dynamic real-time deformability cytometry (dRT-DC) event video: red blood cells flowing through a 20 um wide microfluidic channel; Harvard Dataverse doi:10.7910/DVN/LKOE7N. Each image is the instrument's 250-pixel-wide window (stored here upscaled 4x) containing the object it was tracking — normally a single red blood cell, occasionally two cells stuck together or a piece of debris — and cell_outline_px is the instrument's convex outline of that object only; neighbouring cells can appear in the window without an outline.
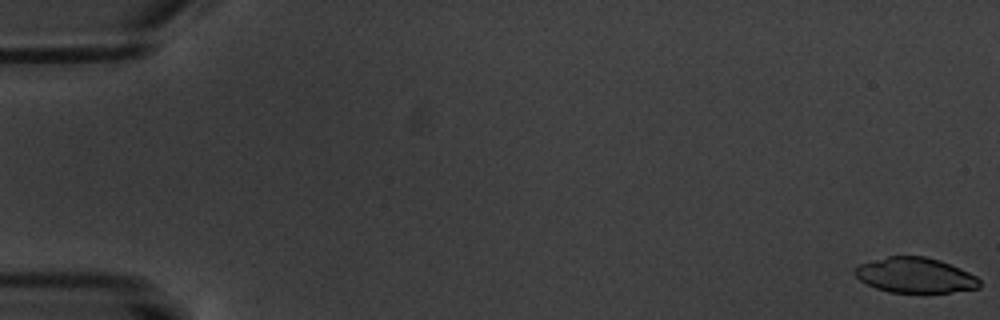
{"species": "common noctule bat (a hibernating species)", "species_latin": "Nyctalus noctula", "temperature_condition": "warm", "stored_images_in_passage": 7, "camera_frame_rate_fps": 3000, "um_per_image_px": 0.085, "animal": {"sex": "male", "body_mass_g": 20.1, "forearm_length_mm": 53.5}, "frame": {"image": 1, "passage_image": 1, "time_ms": 0.0, "image_size_px": [1000, 320], "cell_outline_px": [[980, 288], [948, 292], [888, 292], [876, 288], [860, 280], [852, 272], [852, 268], [860, 264], [888, 256], [924, 256], [940, 260], [960, 268], [976, 276], [980, 280]], "centroid_in_image_um": [77.77, 23.39], "position_along_channel_um": 7.2, "area_um2": 25.55}}
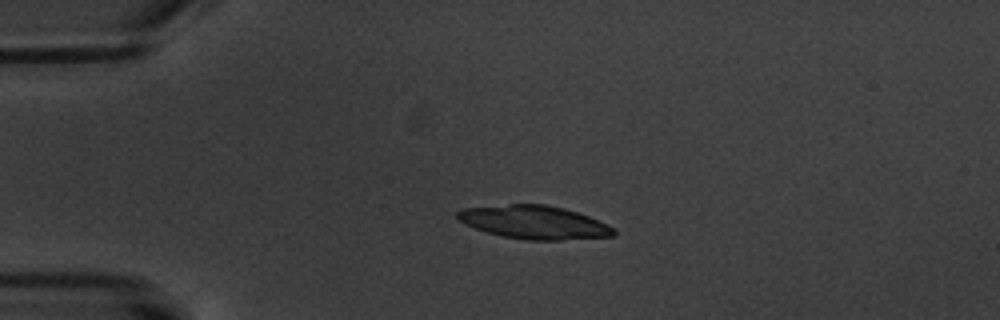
{"frame": {"image": 2, "passage_image": 5, "time_ms": 4.667, "image_size_px": [1000, 320], "cell_outline_px": [[616, 236], [560, 240], [528, 240], [504, 236], [488, 232], [464, 224], [456, 216], [456, 212], [460, 208], [508, 204], [544, 204], [564, 208], [588, 216], [608, 224], [616, 228]], "centroid_in_image_um": [45.42, 18.89], "position_along_channel_um": 39.6, "area_um2": 30.4}}